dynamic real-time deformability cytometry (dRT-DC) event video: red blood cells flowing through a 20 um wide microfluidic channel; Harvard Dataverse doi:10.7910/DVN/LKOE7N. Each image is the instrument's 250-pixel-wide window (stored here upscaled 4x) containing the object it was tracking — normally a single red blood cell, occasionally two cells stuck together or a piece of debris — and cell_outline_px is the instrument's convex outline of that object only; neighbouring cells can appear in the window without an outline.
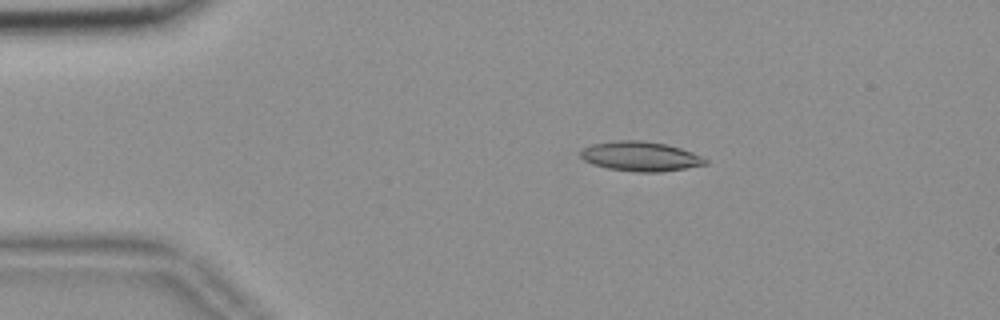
{"species": "common noctule bat (a hibernating species)", "species_latin": "Nyctalus noctula", "temperature_condition": "room temperature", "stored_images_in_passage": 55, "camera_frame_rate_fps": 3000, "um_per_image_px": 0.085, "animal": {"sex": "female", "body_mass_g": 18.4}, "frame": {"image": 1, "passage_image": 10, "time_ms": 3.0, "image_size_px": [1000, 320], "cell_outline_px": [[708, 164], [660, 172], [636, 172], [608, 168], [592, 164], [584, 160], [580, 156], [580, 152], [584, 148], [592, 144], [616, 140], [644, 140], [668, 144], [692, 152], [708, 160]], "centroid_in_image_um": [54.44, 13.28], "position_along_channel_um": 30.6, "area_um2": 21.56}}
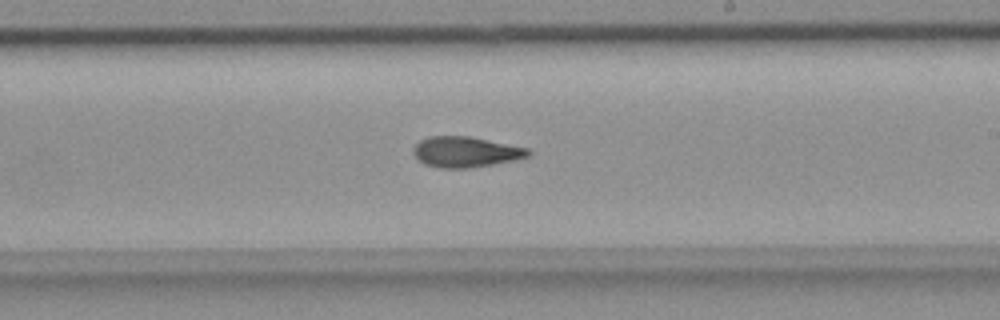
{"frame": {"image": 2, "passage_image": 32, "time_ms": 10.333, "image_size_px": [1000, 320], "cell_outline_px": [[532, 152], [528, 156], [512, 160], [492, 164], [468, 168], [440, 168], [424, 164], [412, 152], [416, 144], [420, 140], [428, 136], [468, 136], [528, 148]], "centroid_in_image_um": [39.55, 12.91], "position_along_channel_um": 249.4, "area_um2": 20.23}}
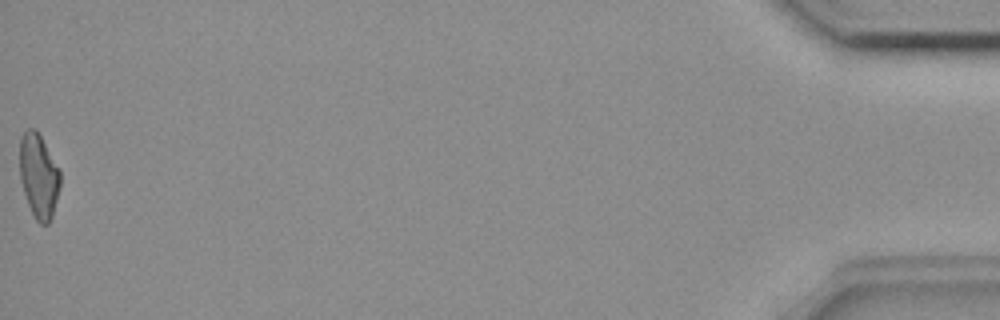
{"frame": {"image": 3, "passage_image": 55, "time_ms": 18.0, "image_size_px": [1000, 320], "cell_outline_px": [[60, 184], [52, 216], [48, 224], [40, 224], [36, 220], [28, 204], [20, 180], [20, 140], [24, 132], [28, 128], [36, 128], [60, 168]], "centroid_in_image_um": [3.3, 14.92], "position_along_channel_um": 431.9, "area_um2": 19.88}, "authors_computed_cell_mechanics": {"area_um2": 20.2878, "velocity_mm_per_s": 3.6892, "shape_relaxation_time_tau1_ms": 9.0567, "shape_relaxation_time_tau2_ms": 3.9691, "deformation_change_tau1": 0.2383, "deformation_change_tau2": 0.1234}}